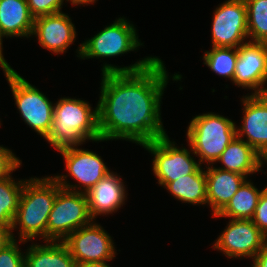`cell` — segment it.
<instances>
[{
	"mask_svg": "<svg viewBox=\"0 0 267 267\" xmlns=\"http://www.w3.org/2000/svg\"><path fill=\"white\" fill-rule=\"evenodd\" d=\"M250 42L267 43V0H244Z\"/></svg>",
	"mask_w": 267,
	"mask_h": 267,
	"instance_id": "d4e9b609",
	"label": "cell"
},
{
	"mask_svg": "<svg viewBox=\"0 0 267 267\" xmlns=\"http://www.w3.org/2000/svg\"><path fill=\"white\" fill-rule=\"evenodd\" d=\"M72 21L64 11L35 18L30 40L36 38L39 47L61 56L77 42L78 31Z\"/></svg>",
	"mask_w": 267,
	"mask_h": 267,
	"instance_id": "5bb4252c",
	"label": "cell"
},
{
	"mask_svg": "<svg viewBox=\"0 0 267 267\" xmlns=\"http://www.w3.org/2000/svg\"><path fill=\"white\" fill-rule=\"evenodd\" d=\"M92 221L86 194L60 188L48 217L47 241H64Z\"/></svg>",
	"mask_w": 267,
	"mask_h": 267,
	"instance_id": "9c48e42d",
	"label": "cell"
},
{
	"mask_svg": "<svg viewBox=\"0 0 267 267\" xmlns=\"http://www.w3.org/2000/svg\"><path fill=\"white\" fill-rule=\"evenodd\" d=\"M139 33L131 20L124 15L116 17L115 21L107 24L103 29L90 38H85L76 49V57L81 60L98 59L102 62L101 74L116 72H135L146 68L158 56L149 55L139 58L130 65L109 64L108 58L125 56L131 52H138L144 46L139 39ZM100 59V60H99ZM104 59V60H103Z\"/></svg>",
	"mask_w": 267,
	"mask_h": 267,
	"instance_id": "7a4b0ae2",
	"label": "cell"
},
{
	"mask_svg": "<svg viewBox=\"0 0 267 267\" xmlns=\"http://www.w3.org/2000/svg\"><path fill=\"white\" fill-rule=\"evenodd\" d=\"M178 202L191 206H207V181L205 167L201 166L195 173L188 174L169 182L164 188Z\"/></svg>",
	"mask_w": 267,
	"mask_h": 267,
	"instance_id": "44dd1931",
	"label": "cell"
},
{
	"mask_svg": "<svg viewBox=\"0 0 267 267\" xmlns=\"http://www.w3.org/2000/svg\"><path fill=\"white\" fill-rule=\"evenodd\" d=\"M26 242L13 240L0 251V267H25V249L21 246Z\"/></svg>",
	"mask_w": 267,
	"mask_h": 267,
	"instance_id": "484cf974",
	"label": "cell"
},
{
	"mask_svg": "<svg viewBox=\"0 0 267 267\" xmlns=\"http://www.w3.org/2000/svg\"><path fill=\"white\" fill-rule=\"evenodd\" d=\"M114 237L97 221L79 228L63 242L67 245L77 265L87 262L115 260L118 255Z\"/></svg>",
	"mask_w": 267,
	"mask_h": 267,
	"instance_id": "7c38bea8",
	"label": "cell"
},
{
	"mask_svg": "<svg viewBox=\"0 0 267 267\" xmlns=\"http://www.w3.org/2000/svg\"><path fill=\"white\" fill-rule=\"evenodd\" d=\"M241 124H236L237 137L259 155L267 149V93L244 94L240 97Z\"/></svg>",
	"mask_w": 267,
	"mask_h": 267,
	"instance_id": "9a60e30c",
	"label": "cell"
},
{
	"mask_svg": "<svg viewBox=\"0 0 267 267\" xmlns=\"http://www.w3.org/2000/svg\"><path fill=\"white\" fill-rule=\"evenodd\" d=\"M219 234L211 248L231 260L251 261L267 245V237L249 219H228Z\"/></svg>",
	"mask_w": 267,
	"mask_h": 267,
	"instance_id": "30bf717a",
	"label": "cell"
},
{
	"mask_svg": "<svg viewBox=\"0 0 267 267\" xmlns=\"http://www.w3.org/2000/svg\"><path fill=\"white\" fill-rule=\"evenodd\" d=\"M57 152L62 156L66 173H56L51 176L63 189L86 193L112 171L97 152L86 149L84 146L83 148L82 146L68 147Z\"/></svg>",
	"mask_w": 267,
	"mask_h": 267,
	"instance_id": "ba28073f",
	"label": "cell"
},
{
	"mask_svg": "<svg viewBox=\"0 0 267 267\" xmlns=\"http://www.w3.org/2000/svg\"><path fill=\"white\" fill-rule=\"evenodd\" d=\"M34 18L30 14L27 0H0V62L4 57L3 39H30Z\"/></svg>",
	"mask_w": 267,
	"mask_h": 267,
	"instance_id": "e0dca14e",
	"label": "cell"
},
{
	"mask_svg": "<svg viewBox=\"0 0 267 267\" xmlns=\"http://www.w3.org/2000/svg\"><path fill=\"white\" fill-rule=\"evenodd\" d=\"M266 188L267 184L262 189L259 187L257 188L255 183L250 178H247L226 206L218 214L212 215L211 217H214V219L228 218L251 220L255 213L260 195Z\"/></svg>",
	"mask_w": 267,
	"mask_h": 267,
	"instance_id": "7402d4cb",
	"label": "cell"
},
{
	"mask_svg": "<svg viewBox=\"0 0 267 267\" xmlns=\"http://www.w3.org/2000/svg\"><path fill=\"white\" fill-rule=\"evenodd\" d=\"M267 166V149L260 155V173L267 174L266 171H263L264 167L266 168ZM267 169V168H266Z\"/></svg>",
	"mask_w": 267,
	"mask_h": 267,
	"instance_id": "836d02e7",
	"label": "cell"
},
{
	"mask_svg": "<svg viewBox=\"0 0 267 267\" xmlns=\"http://www.w3.org/2000/svg\"><path fill=\"white\" fill-rule=\"evenodd\" d=\"M255 267H267V245L252 259Z\"/></svg>",
	"mask_w": 267,
	"mask_h": 267,
	"instance_id": "4dcf8cb0",
	"label": "cell"
},
{
	"mask_svg": "<svg viewBox=\"0 0 267 267\" xmlns=\"http://www.w3.org/2000/svg\"><path fill=\"white\" fill-rule=\"evenodd\" d=\"M22 165V160L13 152V149L0 145V180L13 176V173Z\"/></svg>",
	"mask_w": 267,
	"mask_h": 267,
	"instance_id": "83f0119b",
	"label": "cell"
},
{
	"mask_svg": "<svg viewBox=\"0 0 267 267\" xmlns=\"http://www.w3.org/2000/svg\"><path fill=\"white\" fill-rule=\"evenodd\" d=\"M168 71L158 56L139 71L100 74L97 103L101 140H123L141 147L168 134L161 114L164 91L170 80L178 83L183 79L180 72L169 76Z\"/></svg>",
	"mask_w": 267,
	"mask_h": 267,
	"instance_id": "6da1fadb",
	"label": "cell"
},
{
	"mask_svg": "<svg viewBox=\"0 0 267 267\" xmlns=\"http://www.w3.org/2000/svg\"><path fill=\"white\" fill-rule=\"evenodd\" d=\"M60 188L51 174L29 176L24 182L11 229L14 240L28 243L47 241L48 217Z\"/></svg>",
	"mask_w": 267,
	"mask_h": 267,
	"instance_id": "277c9868",
	"label": "cell"
},
{
	"mask_svg": "<svg viewBox=\"0 0 267 267\" xmlns=\"http://www.w3.org/2000/svg\"><path fill=\"white\" fill-rule=\"evenodd\" d=\"M123 179L117 171L112 170L85 193L93 221L99 216H112L126 205L128 185Z\"/></svg>",
	"mask_w": 267,
	"mask_h": 267,
	"instance_id": "2e32d148",
	"label": "cell"
},
{
	"mask_svg": "<svg viewBox=\"0 0 267 267\" xmlns=\"http://www.w3.org/2000/svg\"><path fill=\"white\" fill-rule=\"evenodd\" d=\"M186 146H179L168 134L141 146L153 157L151 169L162 189L169 182L193 174L201 167L190 145L187 143Z\"/></svg>",
	"mask_w": 267,
	"mask_h": 267,
	"instance_id": "52a82bcc",
	"label": "cell"
},
{
	"mask_svg": "<svg viewBox=\"0 0 267 267\" xmlns=\"http://www.w3.org/2000/svg\"><path fill=\"white\" fill-rule=\"evenodd\" d=\"M233 85L249 95L267 93V43L248 41L238 47Z\"/></svg>",
	"mask_w": 267,
	"mask_h": 267,
	"instance_id": "4fadbf2b",
	"label": "cell"
},
{
	"mask_svg": "<svg viewBox=\"0 0 267 267\" xmlns=\"http://www.w3.org/2000/svg\"><path fill=\"white\" fill-rule=\"evenodd\" d=\"M25 267H77L63 241L26 242ZM27 248V249H26Z\"/></svg>",
	"mask_w": 267,
	"mask_h": 267,
	"instance_id": "d6986e66",
	"label": "cell"
},
{
	"mask_svg": "<svg viewBox=\"0 0 267 267\" xmlns=\"http://www.w3.org/2000/svg\"><path fill=\"white\" fill-rule=\"evenodd\" d=\"M202 54L203 64L211 72L220 78L230 80L233 84L235 66L238 59V48L231 47H211Z\"/></svg>",
	"mask_w": 267,
	"mask_h": 267,
	"instance_id": "cb8c5ba5",
	"label": "cell"
},
{
	"mask_svg": "<svg viewBox=\"0 0 267 267\" xmlns=\"http://www.w3.org/2000/svg\"><path fill=\"white\" fill-rule=\"evenodd\" d=\"M207 181V207L211 215L218 214L235 195L246 176L217 168L205 166Z\"/></svg>",
	"mask_w": 267,
	"mask_h": 267,
	"instance_id": "ac0fdd59",
	"label": "cell"
},
{
	"mask_svg": "<svg viewBox=\"0 0 267 267\" xmlns=\"http://www.w3.org/2000/svg\"><path fill=\"white\" fill-rule=\"evenodd\" d=\"M26 180V177L22 179L16 178V176L15 178L10 176L0 180V226L12 229Z\"/></svg>",
	"mask_w": 267,
	"mask_h": 267,
	"instance_id": "603a6c76",
	"label": "cell"
},
{
	"mask_svg": "<svg viewBox=\"0 0 267 267\" xmlns=\"http://www.w3.org/2000/svg\"><path fill=\"white\" fill-rule=\"evenodd\" d=\"M211 47L238 48L249 41L244 0H224L213 10Z\"/></svg>",
	"mask_w": 267,
	"mask_h": 267,
	"instance_id": "8fae6325",
	"label": "cell"
},
{
	"mask_svg": "<svg viewBox=\"0 0 267 267\" xmlns=\"http://www.w3.org/2000/svg\"><path fill=\"white\" fill-rule=\"evenodd\" d=\"M236 124L228 116L212 111L192 116L185 138L201 166L215 164L228 144L237 137Z\"/></svg>",
	"mask_w": 267,
	"mask_h": 267,
	"instance_id": "5b68a950",
	"label": "cell"
},
{
	"mask_svg": "<svg viewBox=\"0 0 267 267\" xmlns=\"http://www.w3.org/2000/svg\"><path fill=\"white\" fill-rule=\"evenodd\" d=\"M111 261H113V260H106V261H102V262H87L84 264H80L77 267H112L110 265Z\"/></svg>",
	"mask_w": 267,
	"mask_h": 267,
	"instance_id": "d6a6232c",
	"label": "cell"
},
{
	"mask_svg": "<svg viewBox=\"0 0 267 267\" xmlns=\"http://www.w3.org/2000/svg\"><path fill=\"white\" fill-rule=\"evenodd\" d=\"M12 231L9 227L0 226V251L13 241Z\"/></svg>",
	"mask_w": 267,
	"mask_h": 267,
	"instance_id": "f546056e",
	"label": "cell"
},
{
	"mask_svg": "<svg viewBox=\"0 0 267 267\" xmlns=\"http://www.w3.org/2000/svg\"><path fill=\"white\" fill-rule=\"evenodd\" d=\"M214 165L221 170L250 178L260 173V155L244 140L236 137L228 144Z\"/></svg>",
	"mask_w": 267,
	"mask_h": 267,
	"instance_id": "ffe728a7",
	"label": "cell"
},
{
	"mask_svg": "<svg viewBox=\"0 0 267 267\" xmlns=\"http://www.w3.org/2000/svg\"><path fill=\"white\" fill-rule=\"evenodd\" d=\"M251 262V264H250V266L249 267H255V265H254V263H253V261H250ZM246 267V266H245ZM248 267V266H247Z\"/></svg>",
	"mask_w": 267,
	"mask_h": 267,
	"instance_id": "e575fe53",
	"label": "cell"
},
{
	"mask_svg": "<svg viewBox=\"0 0 267 267\" xmlns=\"http://www.w3.org/2000/svg\"><path fill=\"white\" fill-rule=\"evenodd\" d=\"M252 222L267 237V188L260 195Z\"/></svg>",
	"mask_w": 267,
	"mask_h": 267,
	"instance_id": "f1b7e54d",
	"label": "cell"
},
{
	"mask_svg": "<svg viewBox=\"0 0 267 267\" xmlns=\"http://www.w3.org/2000/svg\"><path fill=\"white\" fill-rule=\"evenodd\" d=\"M0 69L10 87L20 118L44 139L51 128L55 102L49 100L45 93L21 76L7 61L0 62Z\"/></svg>",
	"mask_w": 267,
	"mask_h": 267,
	"instance_id": "8992f818",
	"label": "cell"
},
{
	"mask_svg": "<svg viewBox=\"0 0 267 267\" xmlns=\"http://www.w3.org/2000/svg\"><path fill=\"white\" fill-rule=\"evenodd\" d=\"M67 3H70V5L74 8H77L78 6H91L94 5L98 0H66Z\"/></svg>",
	"mask_w": 267,
	"mask_h": 267,
	"instance_id": "1f68e13d",
	"label": "cell"
},
{
	"mask_svg": "<svg viewBox=\"0 0 267 267\" xmlns=\"http://www.w3.org/2000/svg\"><path fill=\"white\" fill-rule=\"evenodd\" d=\"M28 8L32 17L38 18L49 14L62 12L66 0H27Z\"/></svg>",
	"mask_w": 267,
	"mask_h": 267,
	"instance_id": "4316f807",
	"label": "cell"
},
{
	"mask_svg": "<svg viewBox=\"0 0 267 267\" xmlns=\"http://www.w3.org/2000/svg\"><path fill=\"white\" fill-rule=\"evenodd\" d=\"M44 140L52 149L58 150L101 143L98 128V103L93 108L89 101L69 96L59 97L54 104L53 120Z\"/></svg>",
	"mask_w": 267,
	"mask_h": 267,
	"instance_id": "3957f363",
	"label": "cell"
}]
</instances>
